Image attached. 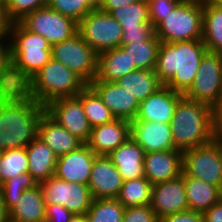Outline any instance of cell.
<instances>
[{
    "label": "cell",
    "instance_id": "cell-1",
    "mask_svg": "<svg viewBox=\"0 0 222 222\" xmlns=\"http://www.w3.org/2000/svg\"><path fill=\"white\" fill-rule=\"evenodd\" d=\"M45 112L44 105L21 90L0 94V152L27 147L38 136V125Z\"/></svg>",
    "mask_w": 222,
    "mask_h": 222
},
{
    "label": "cell",
    "instance_id": "cell-2",
    "mask_svg": "<svg viewBox=\"0 0 222 222\" xmlns=\"http://www.w3.org/2000/svg\"><path fill=\"white\" fill-rule=\"evenodd\" d=\"M207 51L202 40L161 42L154 71L163 85L184 95Z\"/></svg>",
    "mask_w": 222,
    "mask_h": 222
},
{
    "label": "cell",
    "instance_id": "cell-3",
    "mask_svg": "<svg viewBox=\"0 0 222 222\" xmlns=\"http://www.w3.org/2000/svg\"><path fill=\"white\" fill-rule=\"evenodd\" d=\"M170 127L176 150L184 152L207 144L215 135L213 108L183 95L175 107Z\"/></svg>",
    "mask_w": 222,
    "mask_h": 222
},
{
    "label": "cell",
    "instance_id": "cell-4",
    "mask_svg": "<svg viewBox=\"0 0 222 222\" xmlns=\"http://www.w3.org/2000/svg\"><path fill=\"white\" fill-rule=\"evenodd\" d=\"M11 72L15 85L21 89L52 58L51 45L41 35L26 30L19 22L11 23Z\"/></svg>",
    "mask_w": 222,
    "mask_h": 222
},
{
    "label": "cell",
    "instance_id": "cell-5",
    "mask_svg": "<svg viewBox=\"0 0 222 222\" xmlns=\"http://www.w3.org/2000/svg\"><path fill=\"white\" fill-rule=\"evenodd\" d=\"M87 86L79 75L51 58L20 90L45 106L58 98L75 97Z\"/></svg>",
    "mask_w": 222,
    "mask_h": 222
},
{
    "label": "cell",
    "instance_id": "cell-6",
    "mask_svg": "<svg viewBox=\"0 0 222 222\" xmlns=\"http://www.w3.org/2000/svg\"><path fill=\"white\" fill-rule=\"evenodd\" d=\"M203 3L182 0L154 29L161 42L202 40Z\"/></svg>",
    "mask_w": 222,
    "mask_h": 222
},
{
    "label": "cell",
    "instance_id": "cell-7",
    "mask_svg": "<svg viewBox=\"0 0 222 222\" xmlns=\"http://www.w3.org/2000/svg\"><path fill=\"white\" fill-rule=\"evenodd\" d=\"M122 30L110 13L98 8L89 12L78 23V33L97 54L121 47Z\"/></svg>",
    "mask_w": 222,
    "mask_h": 222
},
{
    "label": "cell",
    "instance_id": "cell-8",
    "mask_svg": "<svg viewBox=\"0 0 222 222\" xmlns=\"http://www.w3.org/2000/svg\"><path fill=\"white\" fill-rule=\"evenodd\" d=\"M182 170L185 175L222 190V149L218 142L213 139L207 144L184 151Z\"/></svg>",
    "mask_w": 222,
    "mask_h": 222
},
{
    "label": "cell",
    "instance_id": "cell-9",
    "mask_svg": "<svg viewBox=\"0 0 222 222\" xmlns=\"http://www.w3.org/2000/svg\"><path fill=\"white\" fill-rule=\"evenodd\" d=\"M52 58L79 75L88 85L96 78L98 54L77 33L51 46Z\"/></svg>",
    "mask_w": 222,
    "mask_h": 222
},
{
    "label": "cell",
    "instance_id": "cell-10",
    "mask_svg": "<svg viewBox=\"0 0 222 222\" xmlns=\"http://www.w3.org/2000/svg\"><path fill=\"white\" fill-rule=\"evenodd\" d=\"M26 30L43 36L53 46L78 33V23L48 6L39 8L18 21Z\"/></svg>",
    "mask_w": 222,
    "mask_h": 222
},
{
    "label": "cell",
    "instance_id": "cell-11",
    "mask_svg": "<svg viewBox=\"0 0 222 222\" xmlns=\"http://www.w3.org/2000/svg\"><path fill=\"white\" fill-rule=\"evenodd\" d=\"M222 94V54L207 51L185 97L214 108Z\"/></svg>",
    "mask_w": 222,
    "mask_h": 222
},
{
    "label": "cell",
    "instance_id": "cell-12",
    "mask_svg": "<svg viewBox=\"0 0 222 222\" xmlns=\"http://www.w3.org/2000/svg\"><path fill=\"white\" fill-rule=\"evenodd\" d=\"M45 204H59L75 215H85L92 203L88 185L71 183L55 176L39 184Z\"/></svg>",
    "mask_w": 222,
    "mask_h": 222
},
{
    "label": "cell",
    "instance_id": "cell-13",
    "mask_svg": "<svg viewBox=\"0 0 222 222\" xmlns=\"http://www.w3.org/2000/svg\"><path fill=\"white\" fill-rule=\"evenodd\" d=\"M46 113L83 143L89 139L92 127L76 97L58 98L45 105Z\"/></svg>",
    "mask_w": 222,
    "mask_h": 222
},
{
    "label": "cell",
    "instance_id": "cell-14",
    "mask_svg": "<svg viewBox=\"0 0 222 222\" xmlns=\"http://www.w3.org/2000/svg\"><path fill=\"white\" fill-rule=\"evenodd\" d=\"M150 206L158 219L188 211L184 173L177 178L152 185Z\"/></svg>",
    "mask_w": 222,
    "mask_h": 222
},
{
    "label": "cell",
    "instance_id": "cell-15",
    "mask_svg": "<svg viewBox=\"0 0 222 222\" xmlns=\"http://www.w3.org/2000/svg\"><path fill=\"white\" fill-rule=\"evenodd\" d=\"M96 156L84 143L78 149L57 157L54 176L66 182L88 185Z\"/></svg>",
    "mask_w": 222,
    "mask_h": 222
},
{
    "label": "cell",
    "instance_id": "cell-16",
    "mask_svg": "<svg viewBox=\"0 0 222 222\" xmlns=\"http://www.w3.org/2000/svg\"><path fill=\"white\" fill-rule=\"evenodd\" d=\"M89 86L99 95L116 119L133 121L139 110V102L116 82L94 79Z\"/></svg>",
    "mask_w": 222,
    "mask_h": 222
},
{
    "label": "cell",
    "instance_id": "cell-17",
    "mask_svg": "<svg viewBox=\"0 0 222 222\" xmlns=\"http://www.w3.org/2000/svg\"><path fill=\"white\" fill-rule=\"evenodd\" d=\"M122 175L108 156L97 155L88 187L93 199L117 198L123 185Z\"/></svg>",
    "mask_w": 222,
    "mask_h": 222
},
{
    "label": "cell",
    "instance_id": "cell-18",
    "mask_svg": "<svg viewBox=\"0 0 222 222\" xmlns=\"http://www.w3.org/2000/svg\"><path fill=\"white\" fill-rule=\"evenodd\" d=\"M130 136L145 153L175 149L170 123L133 120Z\"/></svg>",
    "mask_w": 222,
    "mask_h": 222
},
{
    "label": "cell",
    "instance_id": "cell-19",
    "mask_svg": "<svg viewBox=\"0 0 222 222\" xmlns=\"http://www.w3.org/2000/svg\"><path fill=\"white\" fill-rule=\"evenodd\" d=\"M183 152L179 150L145 153L144 177L152 184L179 177L182 170Z\"/></svg>",
    "mask_w": 222,
    "mask_h": 222
},
{
    "label": "cell",
    "instance_id": "cell-20",
    "mask_svg": "<svg viewBox=\"0 0 222 222\" xmlns=\"http://www.w3.org/2000/svg\"><path fill=\"white\" fill-rule=\"evenodd\" d=\"M182 96L183 94L174 92L163 85L155 93L140 102L134 120L170 123L175 107Z\"/></svg>",
    "mask_w": 222,
    "mask_h": 222
},
{
    "label": "cell",
    "instance_id": "cell-21",
    "mask_svg": "<svg viewBox=\"0 0 222 222\" xmlns=\"http://www.w3.org/2000/svg\"><path fill=\"white\" fill-rule=\"evenodd\" d=\"M130 137V122L115 119L91 129L85 143L96 155L108 156Z\"/></svg>",
    "mask_w": 222,
    "mask_h": 222
},
{
    "label": "cell",
    "instance_id": "cell-22",
    "mask_svg": "<svg viewBox=\"0 0 222 222\" xmlns=\"http://www.w3.org/2000/svg\"><path fill=\"white\" fill-rule=\"evenodd\" d=\"M108 157L122 175L123 180L144 177L145 151L131 136Z\"/></svg>",
    "mask_w": 222,
    "mask_h": 222
},
{
    "label": "cell",
    "instance_id": "cell-23",
    "mask_svg": "<svg viewBox=\"0 0 222 222\" xmlns=\"http://www.w3.org/2000/svg\"><path fill=\"white\" fill-rule=\"evenodd\" d=\"M38 137L59 157L78 149L84 143L53 120L46 112L38 125Z\"/></svg>",
    "mask_w": 222,
    "mask_h": 222
},
{
    "label": "cell",
    "instance_id": "cell-24",
    "mask_svg": "<svg viewBox=\"0 0 222 222\" xmlns=\"http://www.w3.org/2000/svg\"><path fill=\"white\" fill-rule=\"evenodd\" d=\"M28 172L40 184L54 176L57 156L38 136L26 147Z\"/></svg>",
    "mask_w": 222,
    "mask_h": 222
},
{
    "label": "cell",
    "instance_id": "cell-25",
    "mask_svg": "<svg viewBox=\"0 0 222 222\" xmlns=\"http://www.w3.org/2000/svg\"><path fill=\"white\" fill-rule=\"evenodd\" d=\"M138 70L131 64L128 54L121 48L98 54L97 81L115 82L119 78Z\"/></svg>",
    "mask_w": 222,
    "mask_h": 222
},
{
    "label": "cell",
    "instance_id": "cell-26",
    "mask_svg": "<svg viewBox=\"0 0 222 222\" xmlns=\"http://www.w3.org/2000/svg\"><path fill=\"white\" fill-rule=\"evenodd\" d=\"M46 204L38 184L33 189L25 190L16 201V206L9 212L11 222H45Z\"/></svg>",
    "mask_w": 222,
    "mask_h": 222
},
{
    "label": "cell",
    "instance_id": "cell-27",
    "mask_svg": "<svg viewBox=\"0 0 222 222\" xmlns=\"http://www.w3.org/2000/svg\"><path fill=\"white\" fill-rule=\"evenodd\" d=\"M184 186L190 211L204 213L222 198V190L184 174Z\"/></svg>",
    "mask_w": 222,
    "mask_h": 222
},
{
    "label": "cell",
    "instance_id": "cell-28",
    "mask_svg": "<svg viewBox=\"0 0 222 222\" xmlns=\"http://www.w3.org/2000/svg\"><path fill=\"white\" fill-rule=\"evenodd\" d=\"M140 103L160 89V82L154 70L138 69L115 81Z\"/></svg>",
    "mask_w": 222,
    "mask_h": 222
},
{
    "label": "cell",
    "instance_id": "cell-29",
    "mask_svg": "<svg viewBox=\"0 0 222 222\" xmlns=\"http://www.w3.org/2000/svg\"><path fill=\"white\" fill-rule=\"evenodd\" d=\"M202 41L209 52L222 54V5L203 4Z\"/></svg>",
    "mask_w": 222,
    "mask_h": 222
},
{
    "label": "cell",
    "instance_id": "cell-30",
    "mask_svg": "<svg viewBox=\"0 0 222 222\" xmlns=\"http://www.w3.org/2000/svg\"><path fill=\"white\" fill-rule=\"evenodd\" d=\"M160 44L161 41L154 34L146 41L131 42L121 45V48L128 54L131 64H134L137 69L154 70Z\"/></svg>",
    "mask_w": 222,
    "mask_h": 222
},
{
    "label": "cell",
    "instance_id": "cell-31",
    "mask_svg": "<svg viewBox=\"0 0 222 222\" xmlns=\"http://www.w3.org/2000/svg\"><path fill=\"white\" fill-rule=\"evenodd\" d=\"M75 97L81 102L85 116L92 128L116 119L99 95L89 85Z\"/></svg>",
    "mask_w": 222,
    "mask_h": 222
},
{
    "label": "cell",
    "instance_id": "cell-32",
    "mask_svg": "<svg viewBox=\"0 0 222 222\" xmlns=\"http://www.w3.org/2000/svg\"><path fill=\"white\" fill-rule=\"evenodd\" d=\"M151 189L152 184L145 177L128 179L123 182L116 199L125 208L150 204Z\"/></svg>",
    "mask_w": 222,
    "mask_h": 222
},
{
    "label": "cell",
    "instance_id": "cell-33",
    "mask_svg": "<svg viewBox=\"0 0 222 222\" xmlns=\"http://www.w3.org/2000/svg\"><path fill=\"white\" fill-rule=\"evenodd\" d=\"M125 207L116 198L93 199L87 222H122Z\"/></svg>",
    "mask_w": 222,
    "mask_h": 222
},
{
    "label": "cell",
    "instance_id": "cell-34",
    "mask_svg": "<svg viewBox=\"0 0 222 222\" xmlns=\"http://www.w3.org/2000/svg\"><path fill=\"white\" fill-rule=\"evenodd\" d=\"M26 172H28L26 147L0 152V185Z\"/></svg>",
    "mask_w": 222,
    "mask_h": 222
},
{
    "label": "cell",
    "instance_id": "cell-35",
    "mask_svg": "<svg viewBox=\"0 0 222 222\" xmlns=\"http://www.w3.org/2000/svg\"><path fill=\"white\" fill-rule=\"evenodd\" d=\"M37 185L29 172L3 182L0 185V192L6 210L10 212L16 206V201L20 199L23 192L33 189Z\"/></svg>",
    "mask_w": 222,
    "mask_h": 222
},
{
    "label": "cell",
    "instance_id": "cell-36",
    "mask_svg": "<svg viewBox=\"0 0 222 222\" xmlns=\"http://www.w3.org/2000/svg\"><path fill=\"white\" fill-rule=\"evenodd\" d=\"M102 0H47V6L79 23Z\"/></svg>",
    "mask_w": 222,
    "mask_h": 222
},
{
    "label": "cell",
    "instance_id": "cell-37",
    "mask_svg": "<svg viewBox=\"0 0 222 222\" xmlns=\"http://www.w3.org/2000/svg\"><path fill=\"white\" fill-rule=\"evenodd\" d=\"M110 14L121 27L152 25L149 19L148 4L144 2L136 1L126 7L113 9Z\"/></svg>",
    "mask_w": 222,
    "mask_h": 222
},
{
    "label": "cell",
    "instance_id": "cell-38",
    "mask_svg": "<svg viewBox=\"0 0 222 222\" xmlns=\"http://www.w3.org/2000/svg\"><path fill=\"white\" fill-rule=\"evenodd\" d=\"M7 38L8 36L0 37V94H10L20 90L12 76L10 41Z\"/></svg>",
    "mask_w": 222,
    "mask_h": 222
},
{
    "label": "cell",
    "instance_id": "cell-39",
    "mask_svg": "<svg viewBox=\"0 0 222 222\" xmlns=\"http://www.w3.org/2000/svg\"><path fill=\"white\" fill-rule=\"evenodd\" d=\"M45 6H47V0H8L5 8L9 20L13 23Z\"/></svg>",
    "mask_w": 222,
    "mask_h": 222
},
{
    "label": "cell",
    "instance_id": "cell-40",
    "mask_svg": "<svg viewBox=\"0 0 222 222\" xmlns=\"http://www.w3.org/2000/svg\"><path fill=\"white\" fill-rule=\"evenodd\" d=\"M182 0H149V19L155 28Z\"/></svg>",
    "mask_w": 222,
    "mask_h": 222
},
{
    "label": "cell",
    "instance_id": "cell-41",
    "mask_svg": "<svg viewBox=\"0 0 222 222\" xmlns=\"http://www.w3.org/2000/svg\"><path fill=\"white\" fill-rule=\"evenodd\" d=\"M122 222H159L150 204L127 207Z\"/></svg>",
    "mask_w": 222,
    "mask_h": 222
},
{
    "label": "cell",
    "instance_id": "cell-42",
    "mask_svg": "<svg viewBox=\"0 0 222 222\" xmlns=\"http://www.w3.org/2000/svg\"><path fill=\"white\" fill-rule=\"evenodd\" d=\"M122 29L121 45L130 44L131 42L146 41L155 34V29L152 25L122 27Z\"/></svg>",
    "mask_w": 222,
    "mask_h": 222
},
{
    "label": "cell",
    "instance_id": "cell-43",
    "mask_svg": "<svg viewBox=\"0 0 222 222\" xmlns=\"http://www.w3.org/2000/svg\"><path fill=\"white\" fill-rule=\"evenodd\" d=\"M45 222H69L74 215L66 207L59 204H46Z\"/></svg>",
    "mask_w": 222,
    "mask_h": 222
},
{
    "label": "cell",
    "instance_id": "cell-44",
    "mask_svg": "<svg viewBox=\"0 0 222 222\" xmlns=\"http://www.w3.org/2000/svg\"><path fill=\"white\" fill-rule=\"evenodd\" d=\"M159 222H205V220L202 213L188 210L164 216L159 219Z\"/></svg>",
    "mask_w": 222,
    "mask_h": 222
},
{
    "label": "cell",
    "instance_id": "cell-45",
    "mask_svg": "<svg viewBox=\"0 0 222 222\" xmlns=\"http://www.w3.org/2000/svg\"><path fill=\"white\" fill-rule=\"evenodd\" d=\"M135 2L136 0H102L98 9L110 13L113 9L123 8Z\"/></svg>",
    "mask_w": 222,
    "mask_h": 222
},
{
    "label": "cell",
    "instance_id": "cell-46",
    "mask_svg": "<svg viewBox=\"0 0 222 222\" xmlns=\"http://www.w3.org/2000/svg\"><path fill=\"white\" fill-rule=\"evenodd\" d=\"M203 215L205 222H222V198Z\"/></svg>",
    "mask_w": 222,
    "mask_h": 222
},
{
    "label": "cell",
    "instance_id": "cell-47",
    "mask_svg": "<svg viewBox=\"0 0 222 222\" xmlns=\"http://www.w3.org/2000/svg\"><path fill=\"white\" fill-rule=\"evenodd\" d=\"M11 23L6 14L5 5L0 3V37L8 36Z\"/></svg>",
    "mask_w": 222,
    "mask_h": 222
},
{
    "label": "cell",
    "instance_id": "cell-48",
    "mask_svg": "<svg viewBox=\"0 0 222 222\" xmlns=\"http://www.w3.org/2000/svg\"><path fill=\"white\" fill-rule=\"evenodd\" d=\"M214 124L222 125V94L219 103L213 108Z\"/></svg>",
    "mask_w": 222,
    "mask_h": 222
},
{
    "label": "cell",
    "instance_id": "cell-49",
    "mask_svg": "<svg viewBox=\"0 0 222 222\" xmlns=\"http://www.w3.org/2000/svg\"><path fill=\"white\" fill-rule=\"evenodd\" d=\"M0 222H9V212L6 210L0 192Z\"/></svg>",
    "mask_w": 222,
    "mask_h": 222
},
{
    "label": "cell",
    "instance_id": "cell-50",
    "mask_svg": "<svg viewBox=\"0 0 222 222\" xmlns=\"http://www.w3.org/2000/svg\"><path fill=\"white\" fill-rule=\"evenodd\" d=\"M214 139L218 142L222 149V125H215Z\"/></svg>",
    "mask_w": 222,
    "mask_h": 222
},
{
    "label": "cell",
    "instance_id": "cell-51",
    "mask_svg": "<svg viewBox=\"0 0 222 222\" xmlns=\"http://www.w3.org/2000/svg\"><path fill=\"white\" fill-rule=\"evenodd\" d=\"M69 222H87L85 215H73Z\"/></svg>",
    "mask_w": 222,
    "mask_h": 222
},
{
    "label": "cell",
    "instance_id": "cell-52",
    "mask_svg": "<svg viewBox=\"0 0 222 222\" xmlns=\"http://www.w3.org/2000/svg\"><path fill=\"white\" fill-rule=\"evenodd\" d=\"M203 4L222 5V0H201Z\"/></svg>",
    "mask_w": 222,
    "mask_h": 222
},
{
    "label": "cell",
    "instance_id": "cell-53",
    "mask_svg": "<svg viewBox=\"0 0 222 222\" xmlns=\"http://www.w3.org/2000/svg\"><path fill=\"white\" fill-rule=\"evenodd\" d=\"M136 1H138V2H144V3H147V4H148V2H149V0H136Z\"/></svg>",
    "mask_w": 222,
    "mask_h": 222
},
{
    "label": "cell",
    "instance_id": "cell-54",
    "mask_svg": "<svg viewBox=\"0 0 222 222\" xmlns=\"http://www.w3.org/2000/svg\"><path fill=\"white\" fill-rule=\"evenodd\" d=\"M7 1H8V0H0V3L6 5Z\"/></svg>",
    "mask_w": 222,
    "mask_h": 222
}]
</instances>
